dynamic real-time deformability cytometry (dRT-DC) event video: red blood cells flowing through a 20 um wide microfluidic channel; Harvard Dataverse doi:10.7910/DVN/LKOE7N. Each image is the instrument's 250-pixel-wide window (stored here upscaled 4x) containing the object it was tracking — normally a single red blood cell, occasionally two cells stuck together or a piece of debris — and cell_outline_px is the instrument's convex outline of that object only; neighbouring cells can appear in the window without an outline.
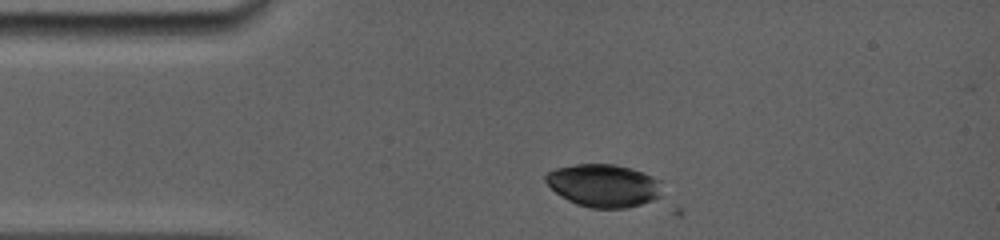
{"species": "common noctule bat (a hibernating species)", "species_latin": "Nyctalus noctula", "temperature_condition": "room temperature", "stored_images_in_passage": 4, "camera_frame_rate_fps": 5000, "um_per_image_px": 0.085, "animal": {"sex": "female", "body_mass_g": 19.0, "forearm_length_mm": 56.7}, "frame": {"image": 1, "passage_image": 2, "time_ms": 0.2, "image_size_px": [1000, 240], "cell_outline_px": [[664, 180], [660, 196], [652, 200], [628, 208], [592, 208], [576, 204], [568, 200], [556, 192], [544, 180], [544, 176], [548, 172], [556, 168], [576, 164], [616, 164], [632, 168], [644, 172]], "centroid_in_image_um": [51.36, 15.76], "position_along_channel_um": 33.6, "area_um2": 29.36}}